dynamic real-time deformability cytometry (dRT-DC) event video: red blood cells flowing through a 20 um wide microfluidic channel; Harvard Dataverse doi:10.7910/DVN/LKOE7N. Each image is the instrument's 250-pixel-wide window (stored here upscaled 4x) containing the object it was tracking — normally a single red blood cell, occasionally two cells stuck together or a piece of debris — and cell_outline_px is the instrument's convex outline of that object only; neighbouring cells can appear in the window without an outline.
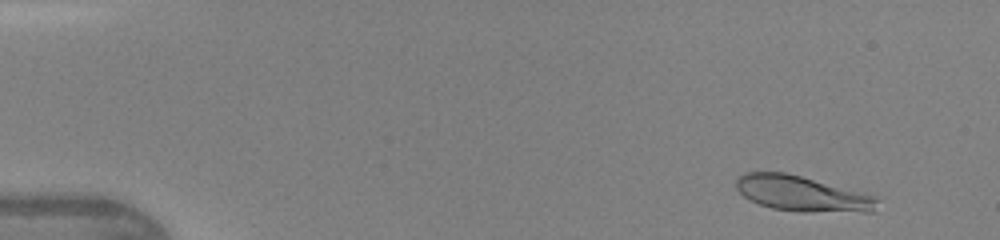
{"species": "human", "species_latin": "Homo sapiens", "temperature_condition": "warm", "stored_images_in_passage": 47, "camera_frame_rate_fps": 3000, "um_per_image_px": 0.085, "donor": {"sex": "female"}, "frame": {"image": 1, "passage_image": 4, "time_ms": 1.0, "image_size_px": [1000, 240], "cell_outline_px": [[880, 200], [876, 212], [800, 212], [772, 208], [748, 200], [736, 188], [736, 180], [744, 172], [784, 172], [880, 196]], "centroid_in_image_um": [68.26, 16.48], "position_along_channel_um": 16.7, "area_um2": 29.54}}
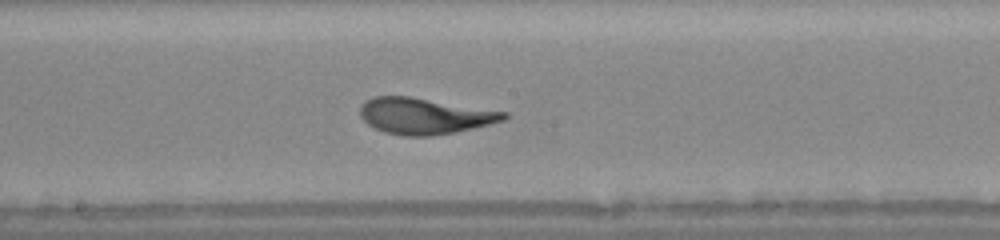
{"frame": {"image": 2, "passage_image": 26, "time_ms": 8.333, "image_size_px": [1000, 240], "cell_outline_px": [[508, 116], [504, 120], [456, 132], [432, 136], [404, 136], [384, 132], [368, 124], [360, 116], [360, 104], [376, 96], [408, 96], [508, 112]], "centroid_in_image_um": [36.07, 9.86], "position_along_channel_um": 212.1, "area_um2": 30.06}}
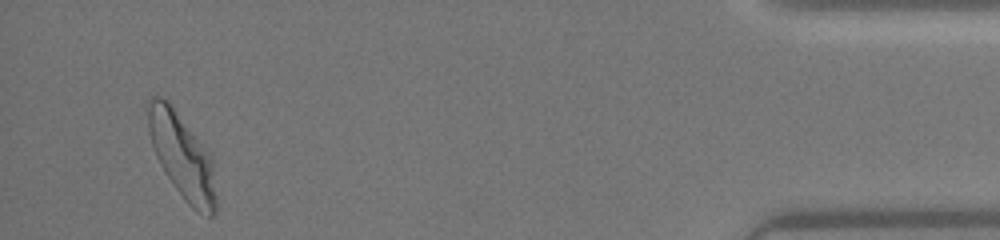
{"frame": {"image": 3, "passage_image": 45, "time_ms": 14.667, "image_size_px": [1000, 240], "cell_outline_px": [[216, 212], [212, 216], [208, 216], [196, 212], [188, 204], [176, 188], [160, 164], [156, 156], [152, 144], [148, 128], [144, 104], [152, 96], [160, 96], [168, 100], [212, 156], [216, 196]], "centroid_in_image_um": [15.46, 13.22], "position_along_channel_um": 419.7, "area_um2": 33.81}}